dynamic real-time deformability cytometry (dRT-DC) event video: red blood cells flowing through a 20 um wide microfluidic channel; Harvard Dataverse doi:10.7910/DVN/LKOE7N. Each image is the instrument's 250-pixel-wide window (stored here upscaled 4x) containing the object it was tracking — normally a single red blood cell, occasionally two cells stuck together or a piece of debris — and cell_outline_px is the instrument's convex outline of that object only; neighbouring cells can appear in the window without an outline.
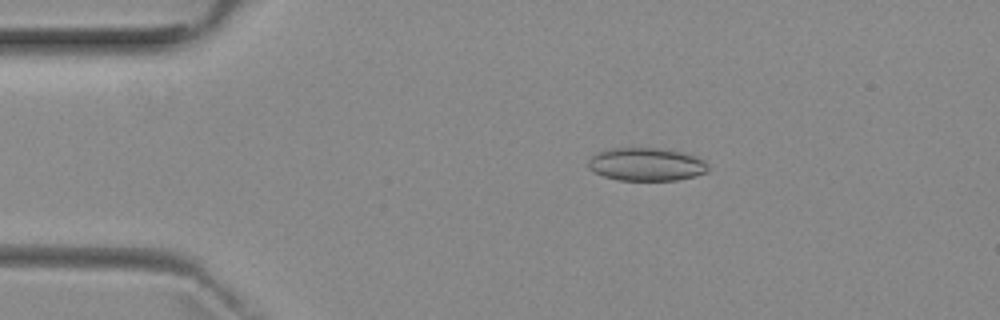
{"species": "common noctule bat (a hibernating species)", "species_latin": "Nyctalus noctula", "temperature_condition": "room temperature", "stored_images_in_passage": 5, "camera_frame_rate_fps": 3000, "um_per_image_px": 0.085, "animal": {"sex": "female", "body_mass_g": 29.2, "forearm_length_mm": 56.3}, "frame": {"image": 1, "passage_image": 2, "time_ms": 1.0, "image_size_px": [1000, 320], "cell_outline_px": [[708, 172], [696, 176], [676, 180], [620, 180], [604, 176], [588, 168], [588, 160], [592, 156], [600, 152], [612, 148], [660, 148], [680, 152], [696, 156], [704, 160], [708, 164]], "centroid_in_image_um": [54.97, 13.97], "position_along_channel_um": 30.0, "area_um2": 23.0}}
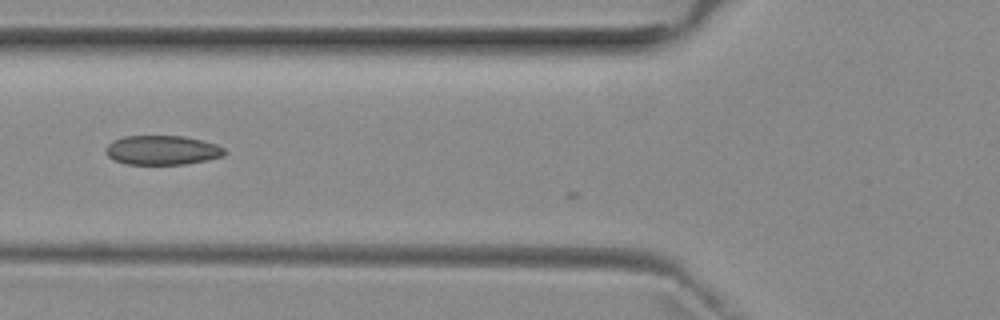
{"frame": {"image": 2, "passage_image": 4, "time_ms": 4.333, "image_size_px": [1000, 320], "cell_outline_px": [[224, 156], [208, 160], [184, 164], [124, 164], [112, 160], [104, 152], [104, 148], [112, 140], [124, 136], [184, 136], [216, 144], [224, 148]], "centroid_in_image_um": [13.73, 12.77], "position_along_channel_um": 112.1, "area_um2": 20.46}}